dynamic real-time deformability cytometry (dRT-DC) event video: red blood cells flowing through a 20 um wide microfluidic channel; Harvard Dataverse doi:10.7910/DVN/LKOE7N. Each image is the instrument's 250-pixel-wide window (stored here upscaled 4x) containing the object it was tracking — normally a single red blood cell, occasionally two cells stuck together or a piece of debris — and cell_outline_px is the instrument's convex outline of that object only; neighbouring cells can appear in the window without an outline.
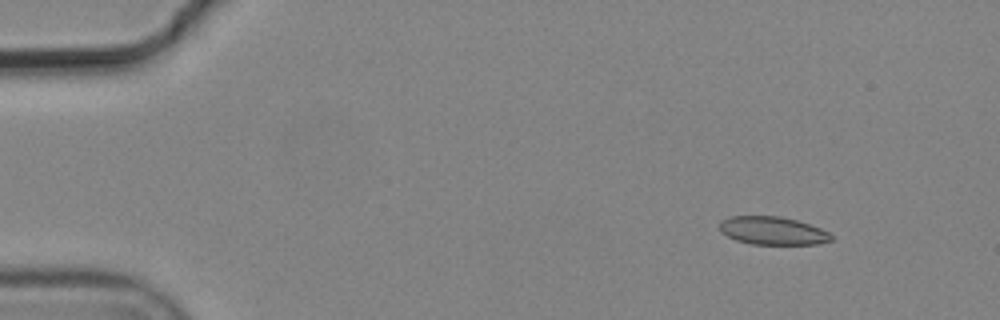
{"species": "common noctule bat (a hibernating species)", "species_latin": "Nyctalus noctula", "temperature_condition": "cold", "stored_images_in_passage": 4, "camera_frame_rate_fps": 3000, "um_per_image_px": 0.085, "animal": {"sex": "male", "body_mass_g": 19.2, "forearm_length_mm": 51.8}, "frame": {"image": 1, "passage_image": 1, "time_ms": 0.0, "image_size_px": [1000, 320], "cell_outline_px": [[832, 240], [816, 244], [752, 244], [736, 240], [720, 232], [720, 220], [728, 216], [780, 216], [796, 220], [820, 228], [828, 232], [832, 236]], "centroid_in_image_um": [65.64, 19.6], "position_along_channel_um": 19.4, "area_um2": 18.21}}
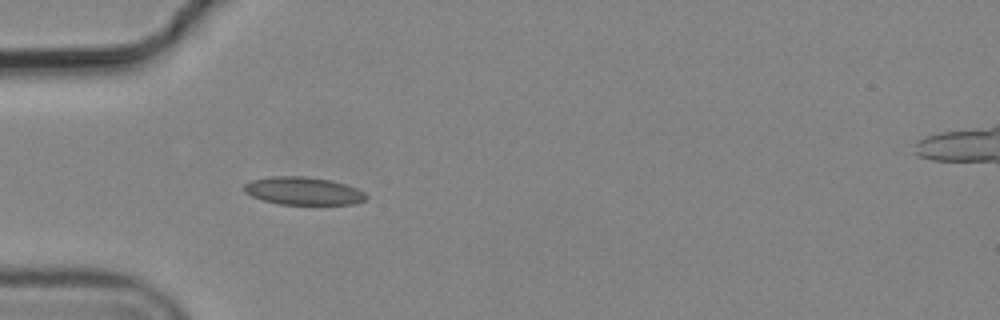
{"frame": {"image": 2, "passage_image": 4, "time_ms": 1.0, "image_size_px": [1000, 320], "cell_outline_px": [[368, 196], [364, 200], [356, 204], [280, 204], [264, 200], [252, 196], [244, 192], [244, 184], [252, 180], [272, 176], [304, 176], [332, 180], [356, 188], [364, 192]], "centroid_in_image_um": [25.78, 16.22], "position_along_channel_um": 59.2, "area_um2": 19.71}}